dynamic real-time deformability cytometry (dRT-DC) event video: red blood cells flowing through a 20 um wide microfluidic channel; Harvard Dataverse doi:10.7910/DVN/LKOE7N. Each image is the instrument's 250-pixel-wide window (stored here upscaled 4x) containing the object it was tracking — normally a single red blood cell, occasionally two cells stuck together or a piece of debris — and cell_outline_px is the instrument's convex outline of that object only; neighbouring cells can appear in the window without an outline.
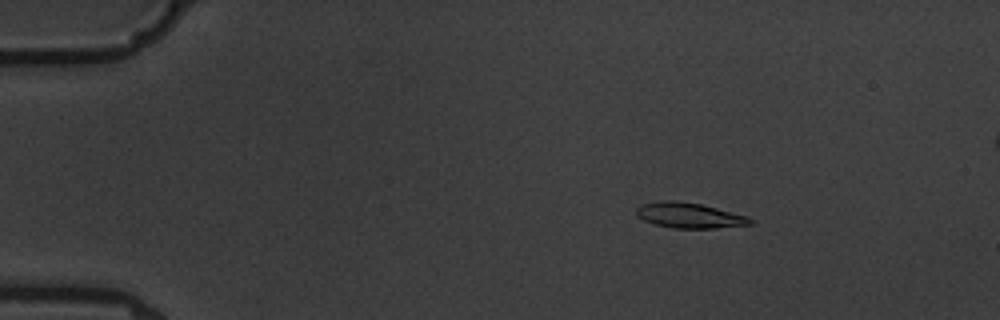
{"species": "common noctule bat (a hibernating species)", "species_latin": "Nyctalus noctula", "temperature_condition": "warm", "stored_images_in_passage": 16, "segment_of_instrument_passage": [1, 2], "camera_frame_rate_fps": 3000, "um_per_image_px": 0.085, "animal": {"sex": "male", "body_mass_g": 19.5, "forearm_length_mm": 54.6}, "frame": {"image": 1, "passage_image": 3, "time_ms": 2.0, "image_size_px": [1000, 320], "cell_outline_px": [[756, 220], [752, 224], [716, 228], [672, 228], [656, 224], [644, 220], [636, 216], [636, 208], [640, 204], [660, 200], [676, 200], [700, 204], [748, 216]], "centroid_in_image_um": [58.58, 18.3], "position_along_channel_um": 26.4, "area_um2": 16.94}}
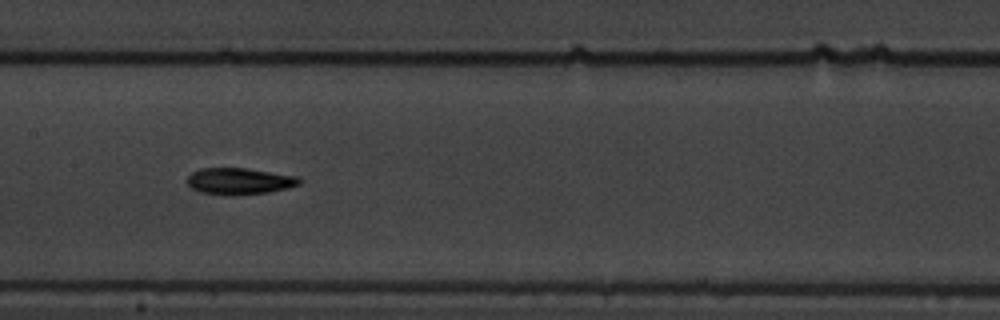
{"frame": {"image": 2, "passage_image": 8, "time_ms": 8.667, "image_size_px": [1000, 320], "cell_outline_px": [[304, 180], [300, 184], [288, 188], [268, 192], [232, 196], [200, 192], [192, 188], [188, 184], [188, 176], [192, 172], [200, 168], [244, 168], [300, 176]], "centroid_in_image_um": [20.39, 15.4], "position_along_channel_um": 187.0, "area_um2": 17.51}}
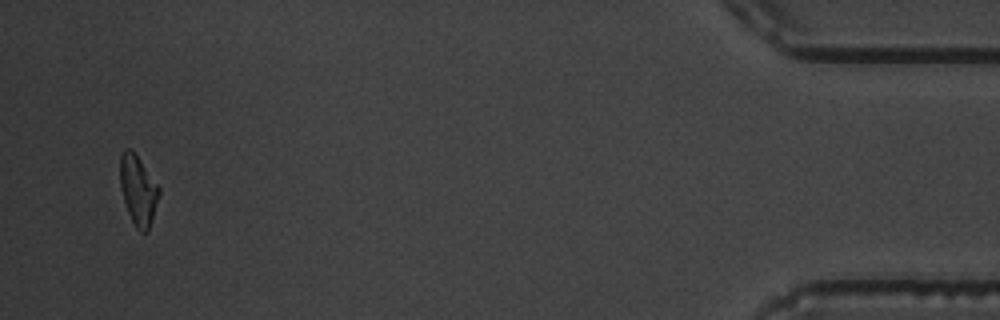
{"frame": {"image": 3, "passage_image": 15, "time_ms": 17.333, "image_size_px": [1000, 320], "cell_outline_px": [[160, 192], [148, 232], [140, 232], [136, 228], [128, 212], [120, 188], [120, 156], [124, 148], [128, 148], [136, 156], [160, 188]], "centroid_in_image_um": [11.73, 16.19], "position_along_channel_um": 423.5, "area_um2": 15.43}}